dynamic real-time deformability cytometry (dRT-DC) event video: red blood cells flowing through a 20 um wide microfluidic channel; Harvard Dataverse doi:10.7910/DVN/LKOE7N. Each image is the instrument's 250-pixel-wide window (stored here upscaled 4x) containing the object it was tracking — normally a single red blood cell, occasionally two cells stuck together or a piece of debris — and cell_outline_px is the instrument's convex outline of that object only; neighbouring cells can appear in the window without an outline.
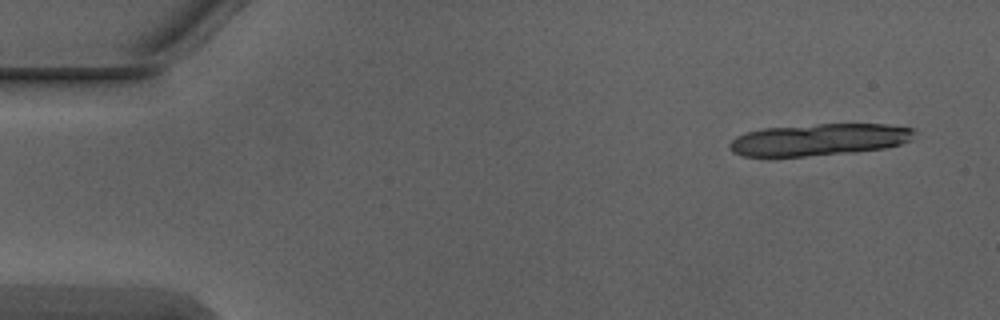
{"species": "Egyptian fruit bat (a non-hibernating species)", "species_latin": "Rousettus aegyptiacus", "temperature_condition": "warm", "stored_images_in_passage": 5, "camera_frame_rate_fps": 3000, "um_per_image_px": 0.085, "animal": {"sex": "male"}, "frame": {"image": 1, "passage_image": 1, "time_ms": 0.0, "image_size_px": [1000, 320], "cell_outline_px": [[916, 132], [912, 140], [900, 144], [884, 148], [852, 152], [804, 156], [744, 156], [732, 152], [728, 148], [728, 144], [736, 136], [748, 132], [764, 128], [816, 124], [884, 124], [912, 128]], "centroid_in_image_um": [69.62, 11.86], "position_along_channel_um": 15.4, "area_um2": 34.28}}